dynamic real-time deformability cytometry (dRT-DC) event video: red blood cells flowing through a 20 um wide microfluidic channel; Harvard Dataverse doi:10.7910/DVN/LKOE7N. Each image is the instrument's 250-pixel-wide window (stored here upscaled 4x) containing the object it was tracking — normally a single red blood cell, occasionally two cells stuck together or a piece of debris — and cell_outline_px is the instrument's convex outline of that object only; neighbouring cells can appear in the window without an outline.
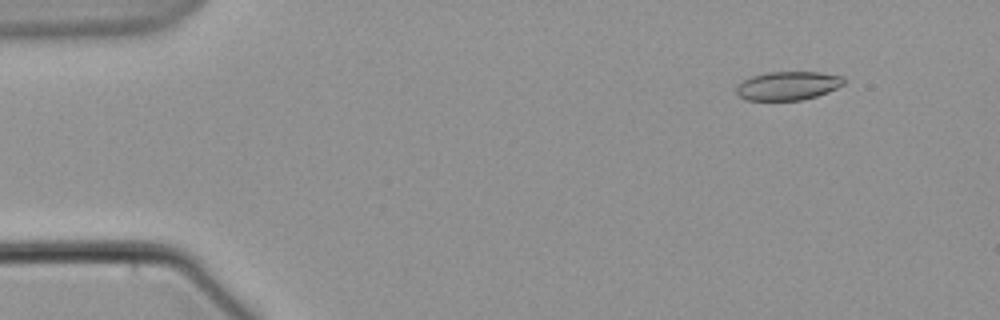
{"species": "common noctule bat (a hibernating species)", "species_latin": "Nyctalus noctula", "temperature_condition": "warm", "stored_images_in_passage": 11, "camera_frame_rate_fps": 3000, "um_per_image_px": 0.085, "animal": {"sex": "male", "body_mass_g": 21.5, "forearm_length_mm": 52.0}, "frame": {"image": 1, "passage_image": 2, "time_ms": 1.0, "image_size_px": [1000, 320], "cell_outline_px": [[844, 84], [828, 92], [804, 100], [744, 100], [736, 92], [736, 84], [752, 76], [768, 72], [820, 72], [844, 76]], "centroid_in_image_um": [66.97, 7.29], "position_along_channel_um": 18.0, "area_um2": 18.03}}
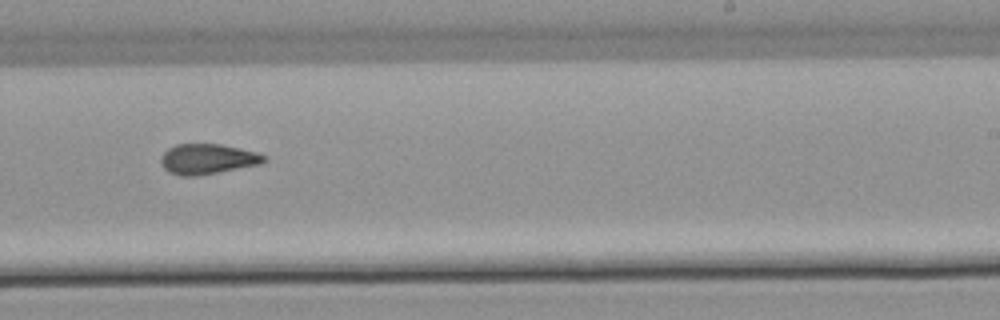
{"frame": {"image": 2, "passage_image": 10, "time_ms": 11.667, "image_size_px": [1000, 320], "cell_outline_px": [[268, 160], [260, 164], [196, 176], [180, 176], [168, 172], [164, 168], [160, 160], [160, 156], [168, 148], [176, 144], [220, 144], [240, 148], [256, 152], [264, 156]], "centroid_in_image_um": [17.61, 13.51], "position_along_channel_um": 271.4, "area_um2": 18.15}}